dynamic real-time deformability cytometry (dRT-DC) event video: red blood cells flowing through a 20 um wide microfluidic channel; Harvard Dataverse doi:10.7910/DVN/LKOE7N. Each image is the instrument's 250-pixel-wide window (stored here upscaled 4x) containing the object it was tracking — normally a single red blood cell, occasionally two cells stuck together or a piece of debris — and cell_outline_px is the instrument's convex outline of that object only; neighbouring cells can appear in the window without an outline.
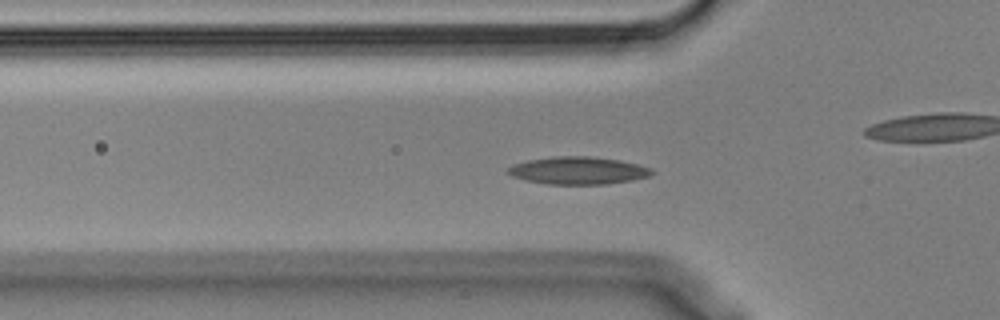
{"species": "Egyptian fruit bat (a non-hibernating species)", "species_latin": "Rousettus aegyptiacus", "temperature_condition": "cold", "stored_images_in_passage": 46, "camera_frame_rate_fps": 3000, "um_per_image_px": 0.085, "animal": {"sex": "male"}, "frame": {"image": 1, "passage_image": 7, "time_ms": 2.0, "image_size_px": [1000, 320], "cell_outline_px": [[656, 172], [652, 176], [632, 180], [604, 184], [548, 184], [528, 180], [512, 176], [508, 172], [508, 168], [512, 164], [528, 160], [552, 156], [588, 156], [620, 160], [652, 168]], "centroid_in_image_um": [49.18, 14.49], "position_along_channel_um": 76.6, "area_um2": 23.06}}
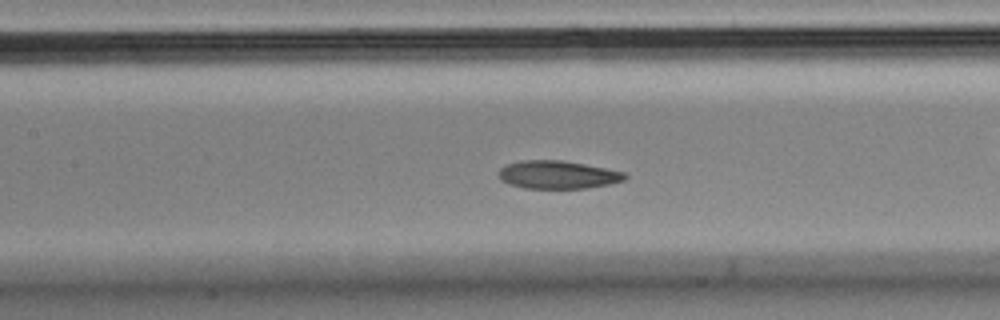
{"frame": {"image": 2, "passage_image": 14, "time_ms": 4.333, "image_size_px": [1000, 320], "cell_outline_px": [[628, 176], [624, 180], [608, 184], [588, 188], [524, 188], [508, 184], [500, 180], [500, 168], [508, 164], [520, 160], [560, 160], [584, 164], [624, 172]], "centroid_in_image_um": [47.39, 14.85], "position_along_channel_um": 160.0, "area_um2": 20.46}}
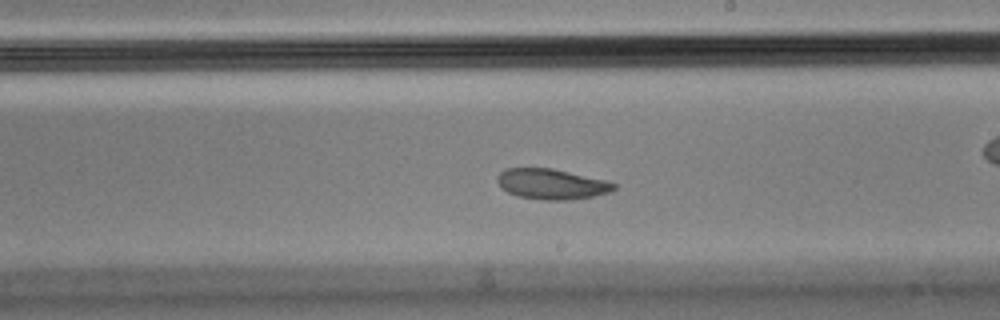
{"frame": {"image": 3, "passage_image": 21, "time_ms": 6.667, "image_size_px": [1000, 320], "cell_outline_px": [[616, 188], [608, 192], [592, 196], [572, 200], [544, 200], [516, 196], [500, 188], [496, 180], [496, 176], [504, 168], [552, 168], [604, 180], [616, 184]], "centroid_in_image_um": [46.81, 15.64], "position_along_channel_um": 242.2, "area_um2": 20.69}, "authors_computed_cell_mechanics": {"area_um2": 21.964, "velocity_mm_per_s": 3.5338, "shape_relaxation_time_tau1_ms": 9.2333, "shape_relaxation_time_tau2_ms": 7.5432, "deformation_change_tau1": 0.1864, "deformation_change_tau2": 0.1294}}